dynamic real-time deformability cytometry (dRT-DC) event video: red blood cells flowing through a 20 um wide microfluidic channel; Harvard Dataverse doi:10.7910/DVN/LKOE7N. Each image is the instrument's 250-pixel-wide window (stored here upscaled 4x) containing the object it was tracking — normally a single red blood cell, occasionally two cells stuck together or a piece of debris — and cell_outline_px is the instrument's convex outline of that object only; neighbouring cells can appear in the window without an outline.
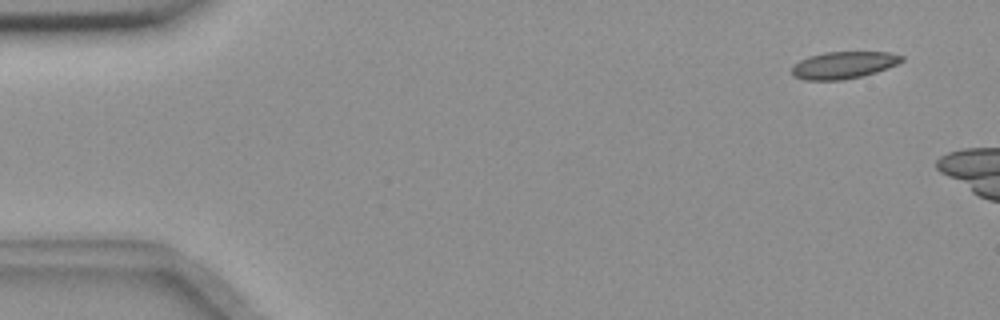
{"species": "common noctule bat (a hibernating species)", "species_latin": "Nyctalus noctula", "temperature_condition": "room temperature", "stored_images_in_passage": 3, "camera_frame_rate_fps": 3000, "um_per_image_px": 0.085, "animal": {"sex": "female", "body_mass_g": 18.4}, "frame": {"image": 1, "passage_image": 1, "time_ms": 0.0, "image_size_px": [1000, 320], "cell_outline_px": [[904, 60], [896, 64], [876, 72], [844, 80], [804, 80], [792, 76], [792, 68], [800, 60], [808, 56], [824, 52], [888, 52], [904, 56]], "centroid_in_image_um": [71.68, 5.53], "position_along_channel_um": 13.3, "area_um2": 17.28}}